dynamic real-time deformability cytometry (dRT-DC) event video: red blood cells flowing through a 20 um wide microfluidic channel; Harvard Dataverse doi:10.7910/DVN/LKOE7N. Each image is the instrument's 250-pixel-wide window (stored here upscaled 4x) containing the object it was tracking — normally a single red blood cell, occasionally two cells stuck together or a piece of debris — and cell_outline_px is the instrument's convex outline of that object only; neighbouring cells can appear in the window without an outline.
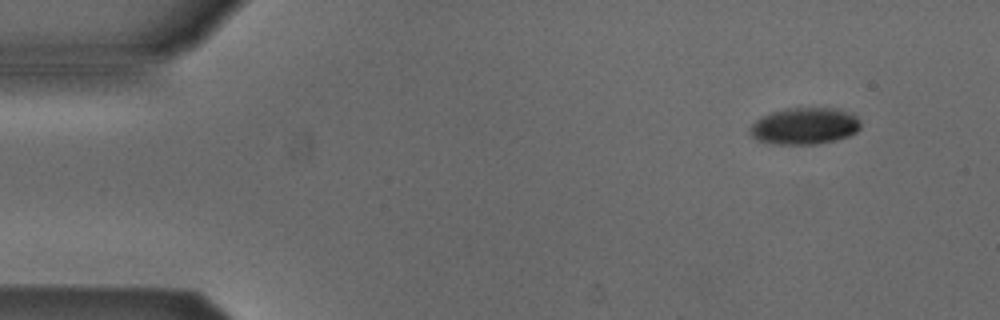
{"species": "Egyptian fruit bat (a non-hibernating species)", "species_latin": "Rousettus aegyptiacus", "temperature_condition": "cold", "stored_images_in_passage": 3, "segment_of_instrument_passage": [2, 2], "camera_frame_rate_fps": 3000, "um_per_image_px": 0.085, "animal": {"sex": "male"}, "frame": {"image": 1, "passage_image": 3, "time_ms": 3.333, "image_size_px": [1000, 320], "cell_outline_px": [[860, 128], [856, 132], [848, 136], [816, 144], [772, 144], [756, 140], [752, 136], [752, 124], [760, 116], [772, 112], [788, 108], [832, 108], [856, 116], [860, 120]], "centroid_in_image_um": [68.37, 10.72], "position_along_channel_um": 16.6, "area_um2": 23.35}}